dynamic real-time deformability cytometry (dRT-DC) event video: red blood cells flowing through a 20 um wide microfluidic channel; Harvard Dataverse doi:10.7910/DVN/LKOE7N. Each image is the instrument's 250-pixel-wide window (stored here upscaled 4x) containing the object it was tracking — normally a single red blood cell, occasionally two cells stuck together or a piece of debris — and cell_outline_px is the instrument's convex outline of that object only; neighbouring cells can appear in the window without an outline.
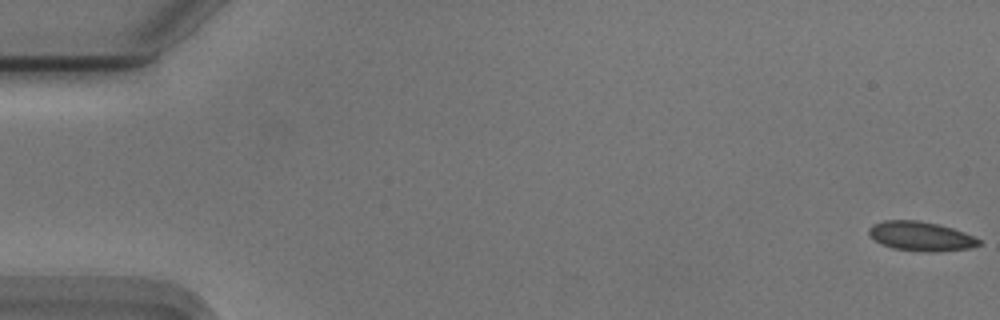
{"species": "Egyptian fruit bat (a non-hibernating species)", "species_latin": "Rousettus aegyptiacus", "temperature_condition": "cold", "stored_images_in_passage": 53, "camera_frame_rate_fps": 3000, "um_per_image_px": 0.085, "animal": {"sex": "male"}, "frame": {"image": 1, "passage_image": 1, "time_ms": 0.0, "image_size_px": [1000, 320], "cell_outline_px": [[984, 244], [968, 248], [936, 252], [924, 252], [892, 248], [880, 244], [868, 232], [868, 228], [872, 224], [884, 220], [916, 220], [936, 224], [952, 228], [964, 232], [980, 240]], "centroid_in_image_um": [78.26, 20.08], "position_along_channel_um": 6.7, "area_um2": 18.79}}
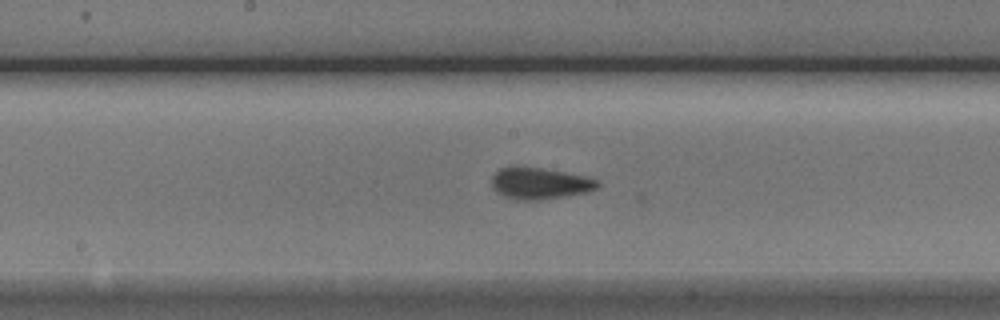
{"frame": {"image": 2, "passage_image": 29, "time_ms": 9.333, "image_size_px": [1000, 320], "cell_outline_px": [[600, 184], [596, 188], [588, 192], [540, 200], [516, 200], [504, 196], [496, 192], [492, 188], [492, 176], [500, 168], [512, 164], [520, 164], [544, 168], [584, 176], [596, 180]], "centroid_in_image_um": [45.8, 15.55], "position_along_channel_um": 202.4, "area_um2": 19.88}}
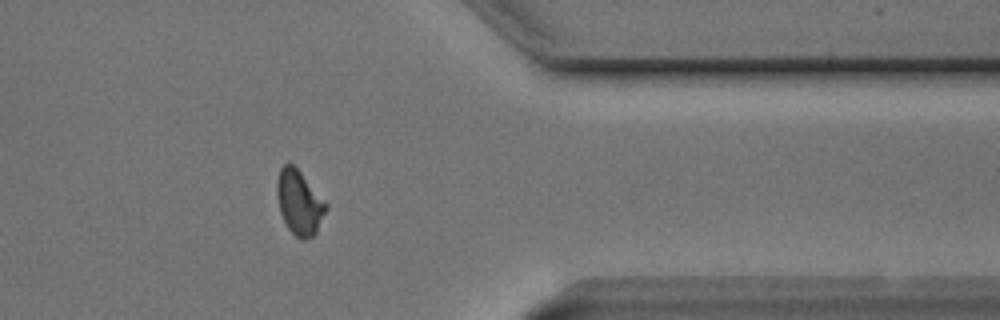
{"frame": {"image": 3, "passage_image": 45, "time_ms": 14.667, "image_size_px": [1000, 320], "cell_outline_px": [[328, 208], [316, 232], [312, 236], [304, 240], [300, 240], [288, 228], [280, 212], [276, 192], [276, 184], [280, 168], [284, 164], [292, 164], [300, 172], [328, 204]], "centroid_in_image_um": [25.44, 17.23], "position_along_channel_um": 386.0, "area_um2": 18.26}}